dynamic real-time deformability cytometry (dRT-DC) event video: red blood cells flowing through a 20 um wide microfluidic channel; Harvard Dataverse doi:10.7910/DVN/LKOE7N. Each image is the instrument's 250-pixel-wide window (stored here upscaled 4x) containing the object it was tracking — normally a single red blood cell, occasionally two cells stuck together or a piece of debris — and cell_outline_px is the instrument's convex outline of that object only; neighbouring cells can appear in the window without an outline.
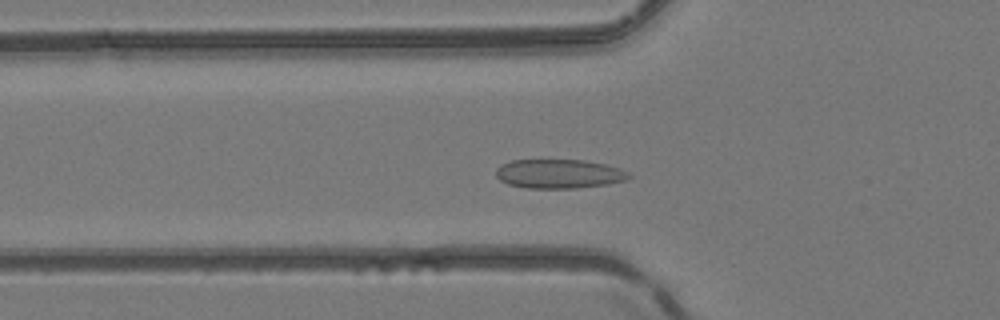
{"species": "common noctule bat (a hibernating species)", "species_latin": "Nyctalus noctula", "temperature_condition": "room temperature", "stored_images_in_passage": 43, "camera_frame_rate_fps": 3000, "um_per_image_px": 0.085, "animal": {"sex": "female", "body_mass_g": 24.6, "forearm_length_mm": 56.2}, "frame": {"image": 1, "passage_image": 10, "time_ms": 3.0, "image_size_px": [1000, 320], "cell_outline_px": [[632, 176], [624, 180], [608, 184], [576, 188], [524, 188], [508, 184], [500, 180], [496, 176], [496, 168], [500, 164], [512, 160], [584, 160], [604, 164], [620, 168], [628, 172]], "centroid_in_image_um": [47.49, 14.77], "position_along_channel_um": 78.3, "area_um2": 22.6}}
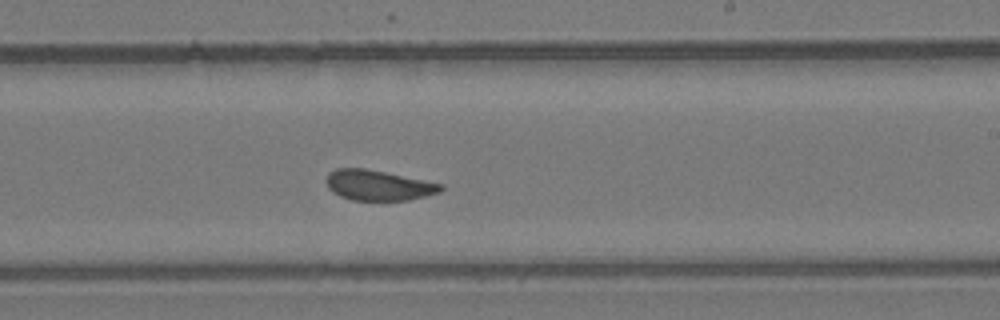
{"frame": {"image": 2, "passage_image": 23, "time_ms": 7.333, "image_size_px": [1000, 320], "cell_outline_px": [[444, 188], [440, 192], [408, 200], [352, 200], [340, 196], [332, 192], [328, 188], [328, 172], [336, 168], [364, 168], [444, 184]], "centroid_in_image_um": [32.16, 15.75], "position_along_channel_um": 256.8, "area_um2": 20.06}}
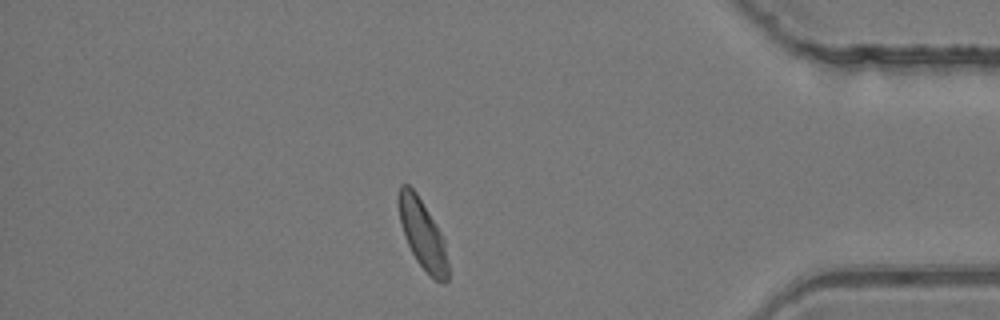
{"frame": {"image": 3, "passage_image": 36, "time_ms": 11.667, "image_size_px": [1000, 320], "cell_outline_px": [[448, 280], [444, 284], [436, 280], [416, 260], [404, 236], [400, 220], [396, 200], [396, 196], [400, 184], [408, 184], [416, 192], [436, 224], [444, 240], [448, 264]], "centroid_in_image_um": [35.89, 19.86], "position_along_channel_um": 399.3, "area_um2": 19.88}, "authors_computed_cell_mechanics": {"area_um2": 20.9236, "velocity_mm_per_s": 4.1051, "shape_relaxation_time_tau1_ms": 6.8877, "shape_relaxation_time_tau2_ms": 0.7059, "deformation_change_tau1": 0.1174, "deformation_change_tau2": 0.055}}